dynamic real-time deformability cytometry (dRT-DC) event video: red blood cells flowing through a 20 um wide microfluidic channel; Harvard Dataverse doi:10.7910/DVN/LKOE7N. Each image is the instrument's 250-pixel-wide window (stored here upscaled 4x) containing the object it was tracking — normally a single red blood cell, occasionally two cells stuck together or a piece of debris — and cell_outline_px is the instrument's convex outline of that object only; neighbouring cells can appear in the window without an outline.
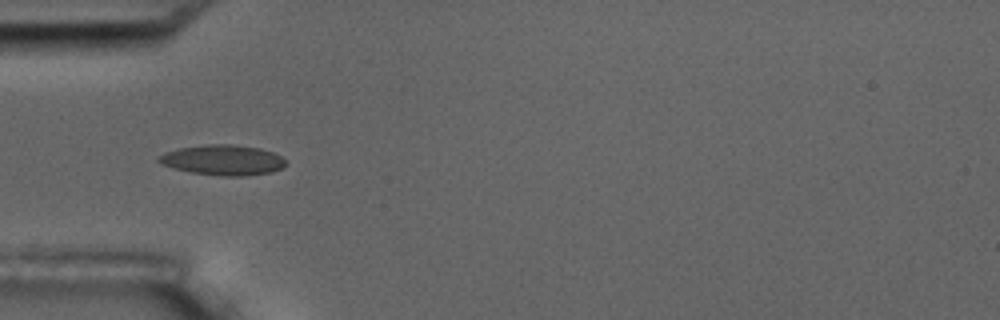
{"species": "common noctule bat (a hibernating species)", "species_latin": "Nyctalus noctula", "temperature_condition": "room temperature", "stored_images_in_passage": 14, "camera_frame_rate_fps": 3000, "um_per_image_px": 0.085, "animal": {"sex": "male", "body_mass_g": 17.5, "forearm_length_mm": 52.3}, "frame": {"image": 1, "passage_image": 3, "time_ms": 2.333, "image_size_px": [1000, 320], "cell_outline_px": [[288, 164], [284, 168], [272, 172], [240, 176], [224, 176], [192, 172], [160, 164], [156, 160], [156, 156], [164, 152], [176, 148], [204, 144], [232, 144], [260, 148], [272, 152], [280, 156]], "centroid_in_image_um": [18.92, 13.59], "position_along_channel_um": 66.1, "area_um2": 22.6}}
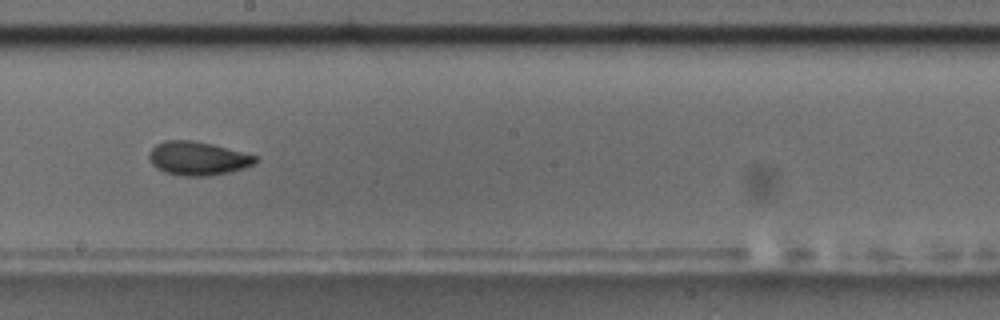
{"frame": {"image": 2, "passage_image": 7, "time_ms": 7.0, "image_size_px": [1000, 320], "cell_outline_px": [[256, 164], [244, 168], [228, 172], [208, 176], [180, 176], [164, 172], [156, 168], [148, 160], [148, 152], [156, 144], [164, 140], [192, 140], [212, 144], [256, 156]], "centroid_in_image_um": [16.75, 13.47], "position_along_channel_um": 231.4, "area_um2": 20.92}}
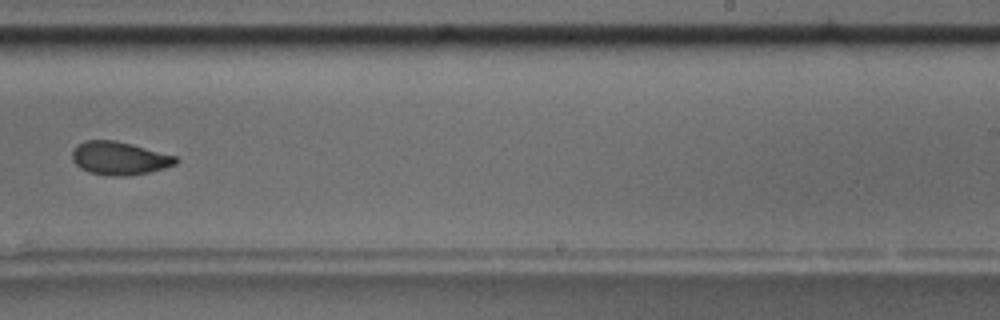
{"frame": {"image": 3, "passage_image": 8, "time_ms": 8.333, "image_size_px": [1000, 320], "cell_outline_px": [[180, 160], [176, 164], [164, 168], [148, 172], [124, 176], [108, 176], [88, 172], [80, 168], [72, 160], [72, 148], [76, 144], [84, 140], [116, 140], [132, 144], [176, 156]], "centroid_in_image_um": [10.11, 13.44], "position_along_channel_um": 278.9, "area_um2": 20.23}, "authors_computed_cell_mechanics": {"area_um2": 20.4901, "velocity_mm_per_s": 3.5558, "shape_relaxation_time_tau1_ms": 7.6868, "shape_relaxation_time_tau2_ms": 1.9941, "deformation_change_tau1": 0.1728, "deformation_change_tau2": 0.0597}}